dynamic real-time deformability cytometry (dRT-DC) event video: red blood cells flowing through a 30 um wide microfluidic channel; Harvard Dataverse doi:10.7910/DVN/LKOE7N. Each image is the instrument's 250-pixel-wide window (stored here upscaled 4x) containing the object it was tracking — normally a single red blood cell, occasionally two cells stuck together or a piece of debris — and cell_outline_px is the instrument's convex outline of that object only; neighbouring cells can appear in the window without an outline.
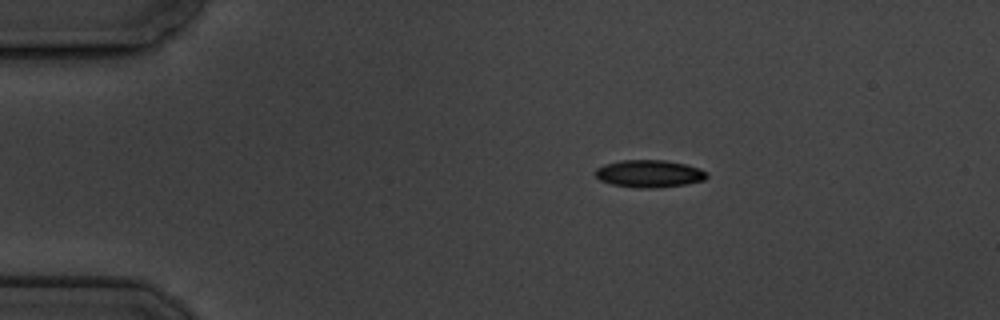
{"species": "common noctule bat (a hibernating species)", "species_latin": "Nyctalus noctula", "temperature_condition": "cold", "stored_images_in_passage": 3, "camera_frame_rate_fps": 3000, "um_per_image_px": 0.085, "animal": {"sex": "male", "body_mass_g": 19.5, "forearm_length_mm": 54.6}, "frame": {"image": 1, "passage_image": 1, "time_ms": 0.0, "image_size_px": [1000, 320], "cell_outline_px": [[708, 176], [704, 180], [688, 184], [656, 188], [636, 188], [612, 184], [600, 180], [592, 172], [596, 168], [604, 164], [620, 160], [664, 160], [684, 164], [708, 172]], "centroid_in_image_um": [55.15, 14.77], "position_along_channel_um": 29.9, "area_um2": 17.92}}